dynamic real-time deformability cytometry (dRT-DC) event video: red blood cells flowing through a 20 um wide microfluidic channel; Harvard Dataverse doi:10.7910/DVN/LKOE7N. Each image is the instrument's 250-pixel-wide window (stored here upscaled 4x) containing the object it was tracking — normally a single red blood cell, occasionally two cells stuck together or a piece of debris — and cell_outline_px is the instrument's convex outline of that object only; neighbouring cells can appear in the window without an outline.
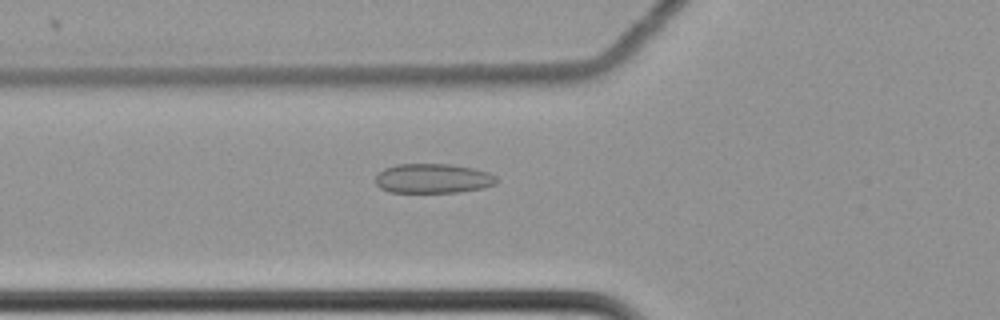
{"species": "common noctule bat (a hibernating species)", "species_latin": "Nyctalus noctula", "temperature_condition": "cold", "stored_images_in_passage": 44, "camera_frame_rate_fps": 3000, "um_per_image_px": 0.085, "animal": {"sex": "female", "body_mass_g": 22.7, "forearm_length_mm": 54.2}, "frame": {"image": 1, "passage_image": 7, "time_ms": 2.0, "image_size_px": [1000, 320], "cell_outline_px": [[500, 180], [496, 184], [484, 188], [456, 192], [388, 192], [380, 188], [376, 184], [376, 176], [384, 168], [396, 164], [452, 164], [472, 168], [488, 172], [496, 176]], "centroid_in_image_um": [36.82, 15.17], "position_along_channel_um": 89.0, "area_um2": 20.98}}
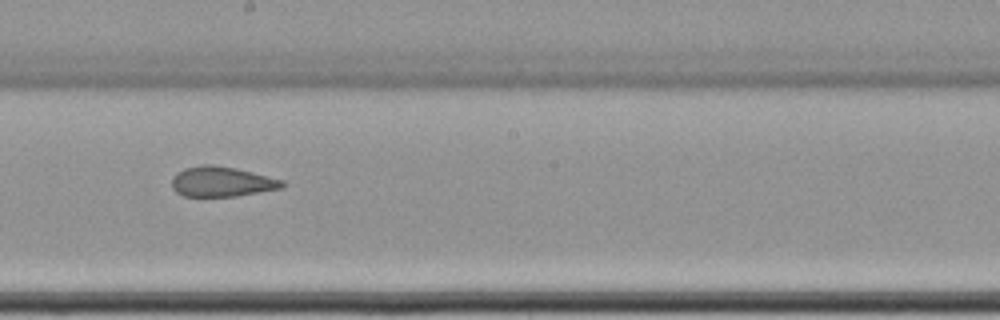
{"frame": {"image": 2, "passage_image": 19, "time_ms": 6.0, "image_size_px": [1000, 320], "cell_outline_px": [[288, 184], [280, 188], [236, 196], [184, 196], [176, 192], [172, 188], [172, 176], [176, 172], [184, 168], [200, 164], [212, 164], [236, 168], [284, 180]], "centroid_in_image_um": [18.82, 15.42], "position_along_channel_um": 229.4, "area_um2": 19.48}}
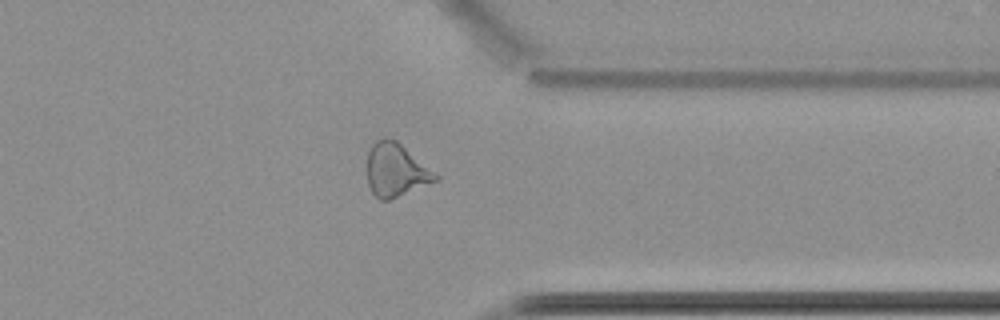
{"frame": {"image": 3, "passage_image": 32, "time_ms": 10.333, "image_size_px": [1000, 320], "cell_outline_px": [[440, 180], [388, 200], [380, 200], [372, 192], [368, 184], [368, 152], [372, 144], [376, 140], [384, 136], [388, 136], [396, 140], [440, 176]], "centroid_in_image_um": [33.66, 14.44], "position_along_channel_um": 377.7, "area_um2": 21.21}, "authors_computed_cell_mechanics": {"area_um2": 21.0681, "velocity_mm_per_s": 3.5021, "shape_relaxation_time_tau1_ms": null, "shape_relaxation_time_tau2_ms": 2.102, "deformation_change_tau1": null, "deformation_change_tau2": 0.1009}}